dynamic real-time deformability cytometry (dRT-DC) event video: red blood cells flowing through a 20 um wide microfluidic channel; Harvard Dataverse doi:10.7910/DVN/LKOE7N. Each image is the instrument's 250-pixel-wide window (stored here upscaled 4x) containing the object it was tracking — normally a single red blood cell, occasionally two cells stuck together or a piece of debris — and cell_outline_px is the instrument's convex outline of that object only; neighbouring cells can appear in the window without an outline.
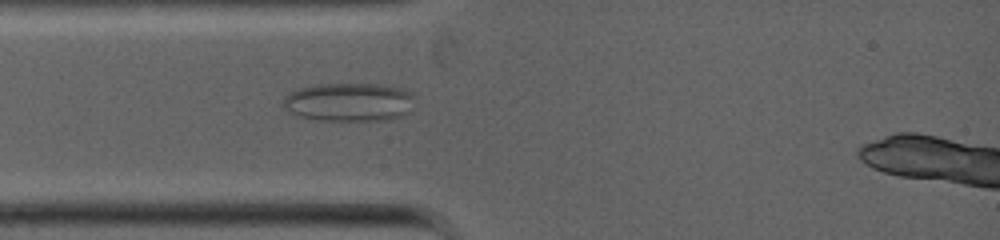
{"species": "common noctule bat (a hibernating species)", "species_latin": "Nyctalus noctula", "temperature_condition": "warm", "stored_images_in_passage": 28, "camera_frame_rate_fps": 5000, "um_per_image_px": 0.085, "animal": {"sex": "female", "body_mass_g": 19.0, "forearm_length_mm": 53.3}, "frame": {"image": 1, "passage_image": 12, "time_ms": 2.2, "image_size_px": [1000, 240], "cell_outline_px": [[412, 96], [408, 112], [392, 120], [316, 120], [296, 116], [288, 112], [284, 104], [284, 96], [288, 92], [300, 88], [320, 84], [376, 84], [396, 88], [408, 92]], "centroid_in_image_um": [29.58, 8.69], "position_along_channel_um": 55.4, "area_um2": 29.19}}
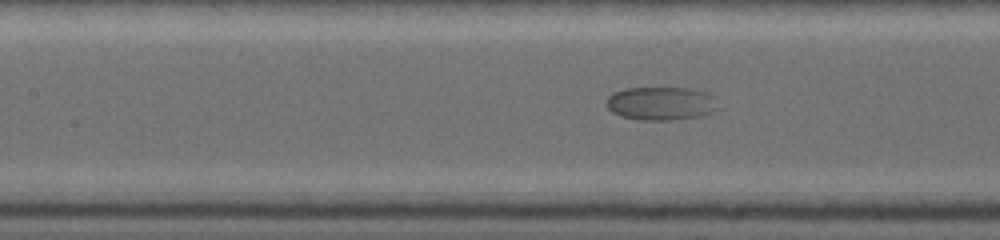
{"frame": {"image": 2, "passage_image": 21, "time_ms": 4.2, "image_size_px": [1000, 240], "cell_outline_px": [[720, 108], [712, 112], [700, 116], [672, 120], [640, 120], [620, 116], [612, 112], [604, 104], [608, 96], [612, 92], [624, 88], [688, 88], [704, 92], [716, 96]], "centroid_in_image_um": [56.18, 8.79], "position_along_channel_um": 151.2, "area_um2": 22.14}}
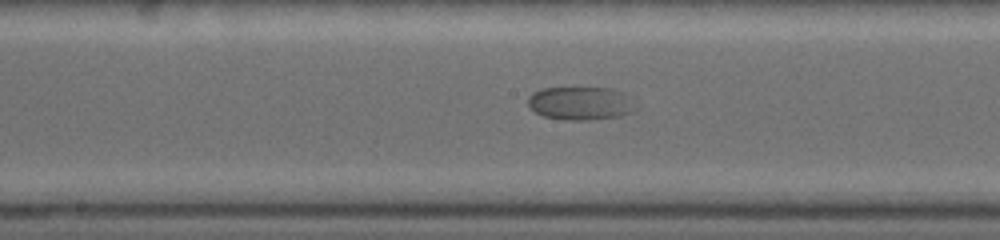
{"frame": {"image": 3, "passage_image": 26, "time_ms": 5.2, "image_size_px": [1000, 240], "cell_outline_px": [[640, 108], [632, 112], [620, 116], [588, 120], [568, 120], [544, 116], [536, 112], [528, 104], [528, 96], [532, 92], [540, 88], [612, 88], [624, 92]], "centroid_in_image_um": [49.39, 8.77], "position_along_channel_um": 198.8, "area_um2": 21.1}}